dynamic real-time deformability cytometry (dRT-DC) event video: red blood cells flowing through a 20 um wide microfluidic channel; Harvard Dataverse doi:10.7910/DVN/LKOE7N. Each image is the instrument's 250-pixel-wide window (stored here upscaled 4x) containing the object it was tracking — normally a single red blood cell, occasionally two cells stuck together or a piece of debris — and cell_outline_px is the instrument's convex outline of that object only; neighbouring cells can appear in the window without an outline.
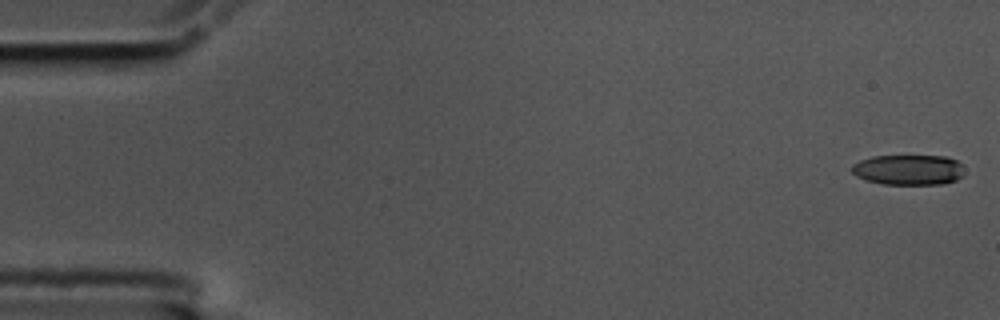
{"species": "common noctule bat (a hibernating species)", "species_latin": "Nyctalus noctula", "temperature_condition": "cold", "stored_images_in_passage": 5, "camera_frame_rate_fps": 3000, "um_per_image_px": 0.085, "animal": {"sex": "male", "body_mass_g": 17.5, "forearm_length_mm": 52.3}, "frame": {"image": 1, "passage_image": 1, "time_ms": 0.0, "image_size_px": [1000, 320], "cell_outline_px": [[964, 176], [956, 180], [940, 184], [884, 184], [864, 180], [856, 176], [852, 172], [852, 164], [860, 160], [872, 156], [944, 156], [956, 160], [964, 164]], "centroid_in_image_um": [77.24, 14.43], "position_along_channel_um": 7.8, "area_um2": 20.11}}
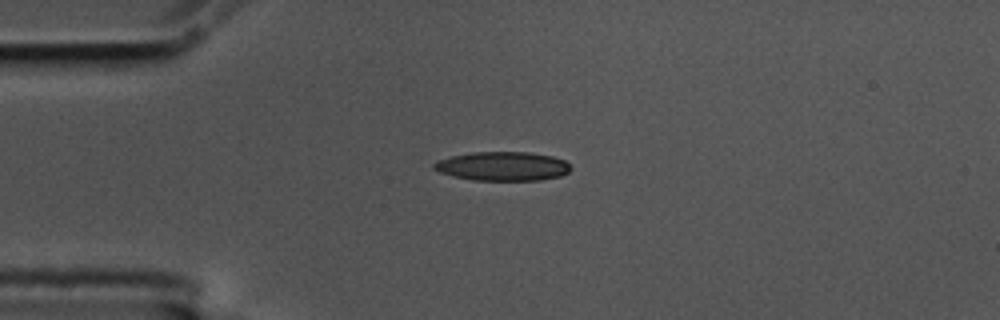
{"frame": {"image": 2, "passage_image": 4, "time_ms": 1.0, "image_size_px": [1000, 320], "cell_outline_px": [[572, 168], [568, 172], [560, 176], [540, 180], [476, 180], [452, 176], [440, 172], [432, 168], [432, 164], [440, 160], [452, 156], [472, 152], [528, 152], [552, 156], [564, 160]], "centroid_in_image_um": [42.73, 14.13], "position_along_channel_um": 42.3, "area_um2": 23.0}}